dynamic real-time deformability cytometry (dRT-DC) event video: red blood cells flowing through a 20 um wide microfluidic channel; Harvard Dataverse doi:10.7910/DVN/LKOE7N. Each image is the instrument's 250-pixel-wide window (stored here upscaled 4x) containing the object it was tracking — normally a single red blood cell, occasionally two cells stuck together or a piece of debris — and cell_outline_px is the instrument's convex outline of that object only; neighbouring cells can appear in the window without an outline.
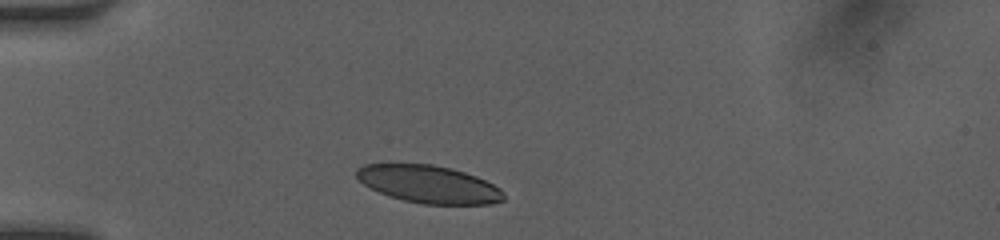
{"species": "human", "species_latin": "Homo sapiens", "temperature_condition": "room temperature", "stored_images_in_passage": 30, "camera_frame_rate_fps": 3000, "um_per_image_px": 0.085, "donor": {"sex": "female"}, "frame": {"image": 1, "passage_image": 1, "time_ms": 0.0, "image_size_px": [1000, 240], "cell_outline_px": [[504, 200], [492, 204], [424, 204], [404, 200], [380, 192], [364, 184], [356, 176], [356, 168], [364, 164], [388, 160], [432, 164], [452, 168], [476, 176], [500, 188], [504, 192]], "centroid_in_image_um": [36.38, 15.6], "position_along_channel_um": 48.6, "area_um2": 33.0}}
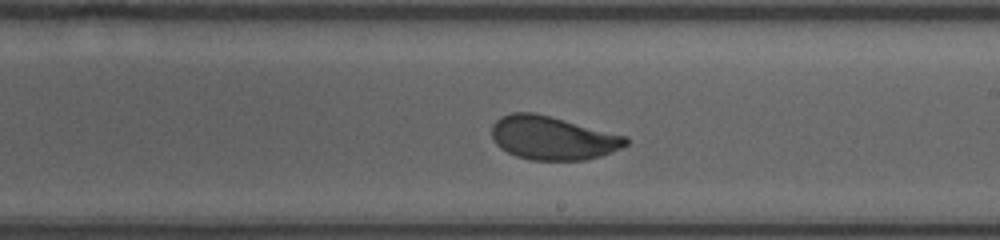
{"frame": {"image": 2, "passage_image": 17, "time_ms": 5.333, "image_size_px": [1000, 240], "cell_outline_px": [[628, 144], [620, 148], [600, 156], [584, 160], [532, 160], [516, 156], [500, 148], [492, 140], [492, 124], [500, 116], [512, 112], [532, 112], [552, 116], [628, 136]], "centroid_in_image_um": [46.96, 11.71], "position_along_channel_um": 242.0, "area_um2": 34.28}}
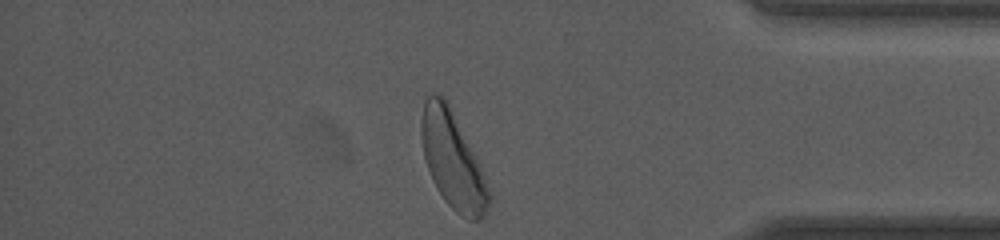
{"frame": {"image": 3, "passage_image": 30, "time_ms": 9.667, "image_size_px": [1000, 240], "cell_outline_px": [[492, 200], [484, 216], [480, 220], [468, 220], [456, 212], [444, 200], [436, 188], [432, 180], [424, 156], [420, 136], [420, 120], [424, 100], [428, 96], [444, 96], [476, 156], [480, 164], [492, 196]], "centroid_in_image_um": [38.48, 13.67], "position_along_channel_um": 396.7, "area_um2": 37.97}, "authors_computed_cell_mechanics": {"area_um2": 34.4488, "velocity_mm_per_s": 4.1059, "shape_relaxation_time_tau1_ms": 3.0112, "shape_relaxation_time_tau2_ms": null, "deformation_change_tau1": 0.1518, "deformation_change_tau2": null}}